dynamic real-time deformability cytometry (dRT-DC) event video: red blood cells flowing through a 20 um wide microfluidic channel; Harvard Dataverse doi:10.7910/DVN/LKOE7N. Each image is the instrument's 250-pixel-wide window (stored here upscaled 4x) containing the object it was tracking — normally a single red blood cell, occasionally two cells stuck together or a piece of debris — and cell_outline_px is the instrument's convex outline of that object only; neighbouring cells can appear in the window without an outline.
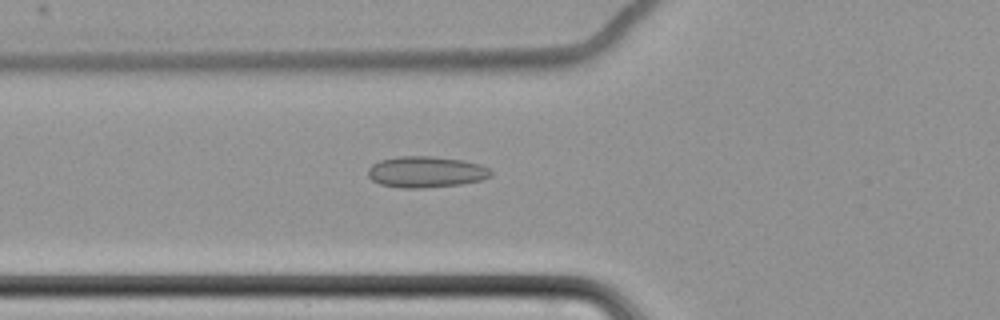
{"species": "common noctule bat (a hibernating species)", "species_latin": "Nyctalus noctula", "temperature_condition": "cold", "stored_images_in_passage": 63, "camera_frame_rate_fps": 3000, "um_per_image_px": 0.085, "animal": {"sex": "female", "body_mass_g": 22.7, "forearm_length_mm": 54.2}, "frame": {"image": 1, "passage_image": 26, "time_ms": 8.333, "image_size_px": [1000, 320], "cell_outline_px": [[492, 176], [480, 180], [460, 184], [424, 188], [400, 188], [380, 184], [372, 180], [368, 176], [368, 168], [372, 164], [380, 160], [396, 156], [432, 156], [464, 160], [480, 164], [488, 168], [492, 172]], "centroid_in_image_um": [36.19, 14.61], "position_along_channel_um": 89.6, "area_um2": 22.48}}
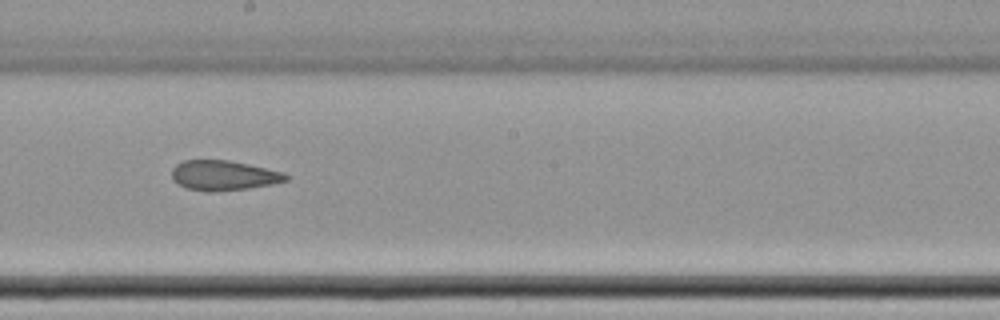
{"frame": {"image": 2, "passage_image": 38, "time_ms": 12.333, "image_size_px": [1000, 320], "cell_outline_px": [[288, 180], [272, 184], [248, 188], [216, 192], [204, 192], [188, 188], [172, 180], [172, 168], [176, 164], [184, 160], [228, 160], [248, 164], [284, 172], [288, 176]], "centroid_in_image_um": [19.0, 14.91], "position_along_channel_um": 229.2, "area_um2": 19.94}}
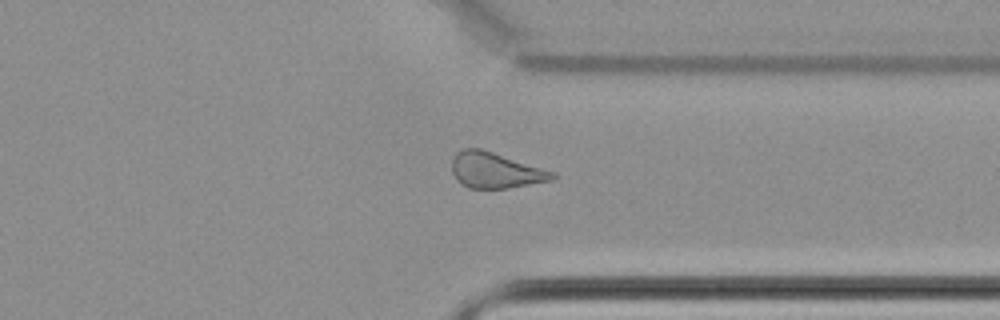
{"frame": {"image": 3, "passage_image": 50, "time_ms": 16.333, "image_size_px": [1000, 320], "cell_outline_px": [[556, 176], [552, 180], [508, 188], [468, 188], [460, 184], [456, 180], [452, 172], [452, 156], [456, 152], [464, 148], [480, 148], [556, 172]], "centroid_in_image_um": [42.08, 14.47], "position_along_channel_um": 369.3, "area_um2": 20.98}, "authors_computed_cell_mechanics": {"area_um2": 22.1952, "velocity_mm_per_s": 3.4903, "shape_relaxation_time_tau1_ms": null, "shape_relaxation_time_tau2_ms": 4.9523, "deformation_change_tau1": null, "deformation_change_tau2": 0.1317}}